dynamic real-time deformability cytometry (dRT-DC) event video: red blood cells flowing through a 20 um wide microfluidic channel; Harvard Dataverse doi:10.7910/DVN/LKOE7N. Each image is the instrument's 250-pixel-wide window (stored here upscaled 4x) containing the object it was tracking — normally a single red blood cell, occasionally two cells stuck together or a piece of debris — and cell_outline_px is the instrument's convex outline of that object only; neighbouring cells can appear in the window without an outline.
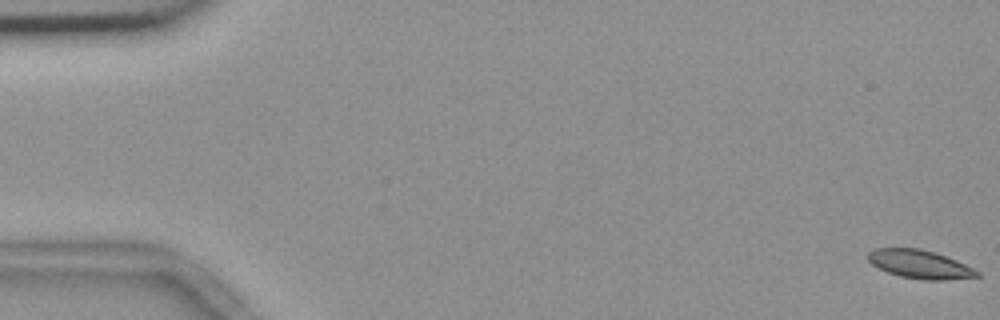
{"species": "common noctule bat (a hibernating species)", "species_latin": "Nyctalus noctula", "temperature_condition": "room temperature", "stored_images_in_passage": 23, "camera_frame_rate_fps": 3000, "um_per_image_px": 0.085, "animal": {"sex": "female", "body_mass_g": 18.4}, "frame": {"image": 1, "passage_image": 1, "time_ms": 0.0, "image_size_px": [1000, 320], "cell_outline_px": [[980, 276], [944, 280], [924, 280], [900, 276], [888, 272], [872, 264], [868, 260], [868, 252], [876, 248], [920, 248], [956, 260], [980, 272]], "centroid_in_image_um": [78.17, 22.46], "position_along_channel_um": 6.8, "area_um2": 17.8}}